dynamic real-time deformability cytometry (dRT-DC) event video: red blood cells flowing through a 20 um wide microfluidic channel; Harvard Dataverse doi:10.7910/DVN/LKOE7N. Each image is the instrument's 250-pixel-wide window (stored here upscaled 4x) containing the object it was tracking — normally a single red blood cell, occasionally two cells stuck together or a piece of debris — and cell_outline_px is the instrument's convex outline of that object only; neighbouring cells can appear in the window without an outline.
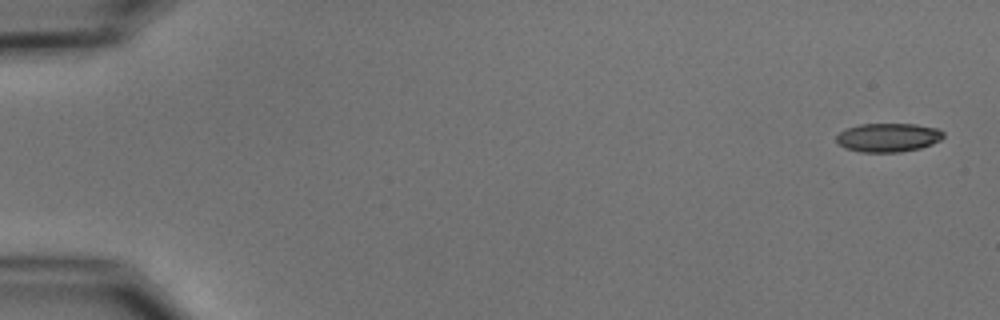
{"species": "common noctule bat (a hibernating species)", "species_latin": "Nyctalus noctula", "temperature_condition": "cold", "stored_images_in_passage": 54, "camera_frame_rate_fps": 3000, "um_per_image_px": 0.085, "animal": {"sex": "male", "body_mass_g": 15.6}, "frame": {"image": 1, "passage_image": 1, "time_ms": 0.0, "image_size_px": [1000, 320], "cell_outline_px": [[944, 136], [940, 140], [932, 144], [920, 148], [900, 152], [860, 152], [844, 148], [836, 140], [836, 136], [840, 132], [848, 128], [860, 124], [916, 124], [936, 128], [944, 132]], "centroid_in_image_um": [75.5, 11.69], "position_along_channel_um": 9.5, "area_um2": 17.92}}
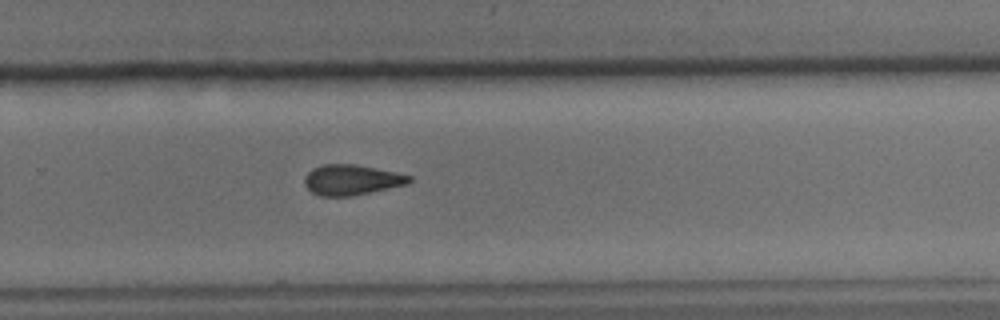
{"frame": {"image": 2, "passage_image": 36, "time_ms": 11.667, "image_size_px": [1000, 320], "cell_outline_px": [[412, 180], [408, 184], [352, 196], [320, 196], [312, 192], [304, 184], [304, 176], [312, 168], [324, 164], [356, 164], [396, 172], [412, 176]], "centroid_in_image_um": [29.88, 15.28], "position_along_channel_um": 299.9, "area_um2": 18.61}}
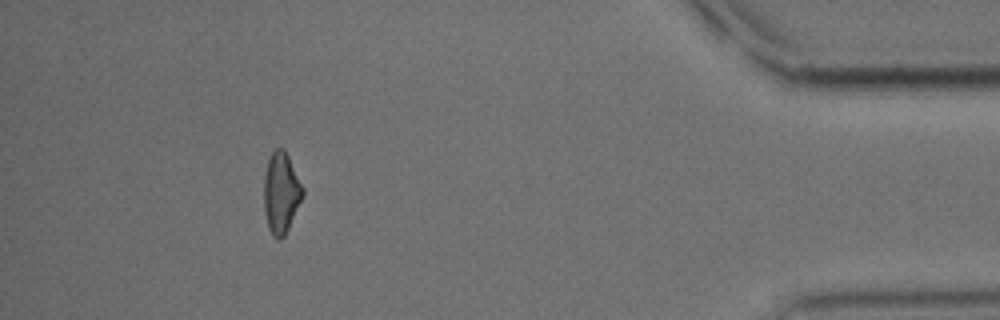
{"frame": {"image": 3, "passage_image": 49, "time_ms": 16.0, "image_size_px": [1000, 320], "cell_outline_px": [[304, 192], [288, 228], [284, 236], [280, 240], [276, 240], [272, 236], [268, 228], [264, 212], [264, 176], [268, 160], [272, 152], [276, 148], [284, 148], [304, 188]], "centroid_in_image_um": [23.87, 16.4], "position_along_channel_um": 411.3, "area_um2": 18.21}, "authors_computed_cell_mechanics": {"area_um2": 18.6694, "velocity_mm_per_s": 3.7276, "shape_relaxation_time_tau1_ms": 6.0074, "shape_relaxation_time_tau2_ms": 6.5674, "deformation_change_tau1": 0.1574, "deformation_change_tau2": 0.1646}}